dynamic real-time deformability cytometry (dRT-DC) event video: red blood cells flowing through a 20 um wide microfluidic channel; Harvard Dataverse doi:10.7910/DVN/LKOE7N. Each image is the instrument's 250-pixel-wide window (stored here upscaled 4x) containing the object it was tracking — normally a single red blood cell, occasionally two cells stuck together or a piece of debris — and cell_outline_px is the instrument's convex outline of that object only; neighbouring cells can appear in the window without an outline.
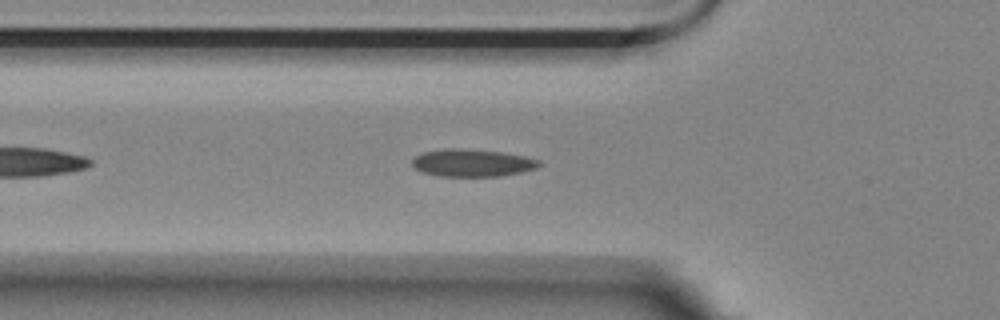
{"species": "Egyptian fruit bat (a non-hibernating species)", "species_latin": "Rousettus aegyptiacus", "temperature_condition": "room temperature", "stored_images_in_passage": 26, "camera_frame_rate_fps": 3000, "um_per_image_px": 0.085, "animal": {"sex": "female"}, "frame": {"image": 1, "passage_image": 5, "time_ms": 1.333, "image_size_px": [1000, 320], "cell_outline_px": [[540, 164], [536, 168], [520, 172], [500, 176], [440, 176], [420, 172], [412, 164], [412, 160], [420, 152], [444, 148], [460, 148], [500, 152], [524, 156], [540, 160]], "centroid_in_image_um": [40.09, 13.84], "position_along_channel_um": 85.7, "area_um2": 20.29}}
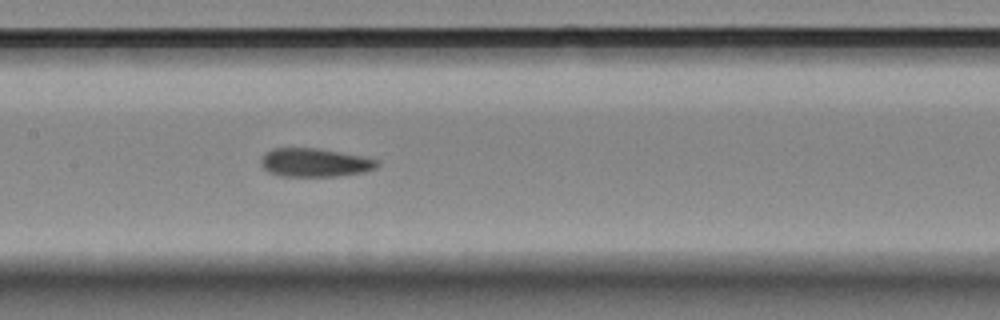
{"frame": {"image": 2, "passage_image": 13, "time_ms": 4.0, "image_size_px": [1000, 320], "cell_outline_px": [[380, 164], [376, 168], [364, 172], [336, 176], [280, 176], [268, 172], [260, 164], [260, 160], [264, 152], [272, 148], [316, 148], [364, 156], [380, 160]], "centroid_in_image_um": [26.75, 13.81], "position_along_channel_um": 180.6, "area_um2": 19.54}}
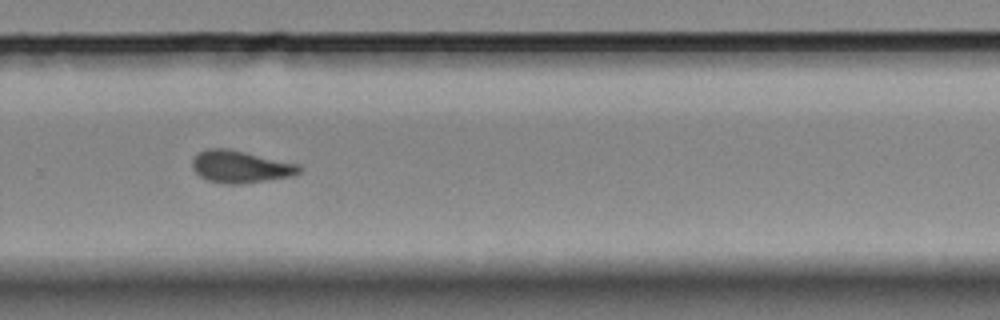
{"frame": {"image": 3, "passage_image": 24, "time_ms": 7.667, "image_size_px": [1000, 320], "cell_outline_px": [[304, 168], [300, 172], [292, 176], [244, 184], [224, 184], [208, 180], [200, 176], [192, 168], [192, 160], [200, 152], [208, 148], [228, 148], [300, 164]], "centroid_in_image_um": [20.48, 14.17], "position_along_channel_um": 309.3, "area_um2": 20.23}}